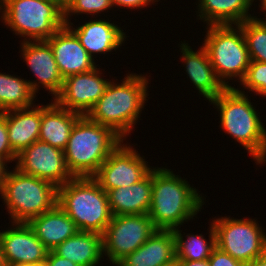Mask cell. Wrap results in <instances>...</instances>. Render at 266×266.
I'll return each instance as SVG.
<instances>
[{
	"label": "cell",
	"mask_w": 266,
	"mask_h": 266,
	"mask_svg": "<svg viewBox=\"0 0 266 266\" xmlns=\"http://www.w3.org/2000/svg\"><path fill=\"white\" fill-rule=\"evenodd\" d=\"M130 143L123 140L92 176L106 192L138 183L154 168L137 151V144Z\"/></svg>",
	"instance_id": "cell-11"
},
{
	"label": "cell",
	"mask_w": 266,
	"mask_h": 266,
	"mask_svg": "<svg viewBox=\"0 0 266 266\" xmlns=\"http://www.w3.org/2000/svg\"><path fill=\"white\" fill-rule=\"evenodd\" d=\"M44 266H78L69 259L57 255L53 250H49L44 261Z\"/></svg>",
	"instance_id": "cell-34"
},
{
	"label": "cell",
	"mask_w": 266,
	"mask_h": 266,
	"mask_svg": "<svg viewBox=\"0 0 266 266\" xmlns=\"http://www.w3.org/2000/svg\"><path fill=\"white\" fill-rule=\"evenodd\" d=\"M112 216L148 214L152 196V170L138 183L107 191Z\"/></svg>",
	"instance_id": "cell-24"
},
{
	"label": "cell",
	"mask_w": 266,
	"mask_h": 266,
	"mask_svg": "<svg viewBox=\"0 0 266 266\" xmlns=\"http://www.w3.org/2000/svg\"><path fill=\"white\" fill-rule=\"evenodd\" d=\"M260 3L257 4L259 5L258 7L260 8V11L265 14L266 17V0H258Z\"/></svg>",
	"instance_id": "cell-39"
},
{
	"label": "cell",
	"mask_w": 266,
	"mask_h": 266,
	"mask_svg": "<svg viewBox=\"0 0 266 266\" xmlns=\"http://www.w3.org/2000/svg\"><path fill=\"white\" fill-rule=\"evenodd\" d=\"M245 266H266V252L263 255L255 258L250 263L245 264Z\"/></svg>",
	"instance_id": "cell-37"
},
{
	"label": "cell",
	"mask_w": 266,
	"mask_h": 266,
	"mask_svg": "<svg viewBox=\"0 0 266 266\" xmlns=\"http://www.w3.org/2000/svg\"><path fill=\"white\" fill-rule=\"evenodd\" d=\"M37 96L30 88L28 79L0 72V113L32 107L37 104Z\"/></svg>",
	"instance_id": "cell-26"
},
{
	"label": "cell",
	"mask_w": 266,
	"mask_h": 266,
	"mask_svg": "<svg viewBox=\"0 0 266 266\" xmlns=\"http://www.w3.org/2000/svg\"><path fill=\"white\" fill-rule=\"evenodd\" d=\"M168 167L152 169V196L148 216L157 230H175L195 220L206 197ZM205 200V201H204ZM195 217V218H194Z\"/></svg>",
	"instance_id": "cell-1"
},
{
	"label": "cell",
	"mask_w": 266,
	"mask_h": 266,
	"mask_svg": "<svg viewBox=\"0 0 266 266\" xmlns=\"http://www.w3.org/2000/svg\"><path fill=\"white\" fill-rule=\"evenodd\" d=\"M250 97L228 87L209 103L219 113V129L237 141L260 167L266 163V124Z\"/></svg>",
	"instance_id": "cell-3"
},
{
	"label": "cell",
	"mask_w": 266,
	"mask_h": 266,
	"mask_svg": "<svg viewBox=\"0 0 266 266\" xmlns=\"http://www.w3.org/2000/svg\"><path fill=\"white\" fill-rule=\"evenodd\" d=\"M0 158L5 162H16L17 155L12 151L8 140L6 118L0 113Z\"/></svg>",
	"instance_id": "cell-31"
},
{
	"label": "cell",
	"mask_w": 266,
	"mask_h": 266,
	"mask_svg": "<svg viewBox=\"0 0 266 266\" xmlns=\"http://www.w3.org/2000/svg\"><path fill=\"white\" fill-rule=\"evenodd\" d=\"M238 85L242 87L237 86L241 93L251 92L250 94H252L253 92L254 95L261 96L262 99L266 97V63L250 61L247 73Z\"/></svg>",
	"instance_id": "cell-30"
},
{
	"label": "cell",
	"mask_w": 266,
	"mask_h": 266,
	"mask_svg": "<svg viewBox=\"0 0 266 266\" xmlns=\"http://www.w3.org/2000/svg\"><path fill=\"white\" fill-rule=\"evenodd\" d=\"M27 224L48 250H53L79 231L74 221L58 204L45 213L31 218Z\"/></svg>",
	"instance_id": "cell-22"
},
{
	"label": "cell",
	"mask_w": 266,
	"mask_h": 266,
	"mask_svg": "<svg viewBox=\"0 0 266 266\" xmlns=\"http://www.w3.org/2000/svg\"><path fill=\"white\" fill-rule=\"evenodd\" d=\"M66 25L76 34L81 45L93 60L101 54L105 57L106 54L116 52L117 49L124 46L127 37L129 38L126 35L127 32L123 30L125 28L120 27L121 23L117 25L114 19L111 22V18L109 21V18L105 20V18L93 17V19L90 18L83 22L82 25L79 23L75 26L73 22H68Z\"/></svg>",
	"instance_id": "cell-15"
},
{
	"label": "cell",
	"mask_w": 266,
	"mask_h": 266,
	"mask_svg": "<svg viewBox=\"0 0 266 266\" xmlns=\"http://www.w3.org/2000/svg\"><path fill=\"white\" fill-rule=\"evenodd\" d=\"M46 42L52 49L63 79L91 71L99 65L89 56L76 34L67 25L58 29Z\"/></svg>",
	"instance_id": "cell-18"
},
{
	"label": "cell",
	"mask_w": 266,
	"mask_h": 266,
	"mask_svg": "<svg viewBox=\"0 0 266 266\" xmlns=\"http://www.w3.org/2000/svg\"><path fill=\"white\" fill-rule=\"evenodd\" d=\"M0 247L5 263H44L49 251L27 223H10L6 230L1 228Z\"/></svg>",
	"instance_id": "cell-16"
},
{
	"label": "cell",
	"mask_w": 266,
	"mask_h": 266,
	"mask_svg": "<svg viewBox=\"0 0 266 266\" xmlns=\"http://www.w3.org/2000/svg\"><path fill=\"white\" fill-rule=\"evenodd\" d=\"M181 42V43H180ZM178 44L180 61L185 67V73L198 94L207 102L215 99L226 87L217 78L214 68L210 63V58L206 49L201 45L197 51L193 50L190 44L180 41ZM182 58V59H181Z\"/></svg>",
	"instance_id": "cell-17"
},
{
	"label": "cell",
	"mask_w": 266,
	"mask_h": 266,
	"mask_svg": "<svg viewBox=\"0 0 266 266\" xmlns=\"http://www.w3.org/2000/svg\"><path fill=\"white\" fill-rule=\"evenodd\" d=\"M0 19L20 42L46 41L65 25L63 0H0Z\"/></svg>",
	"instance_id": "cell-5"
},
{
	"label": "cell",
	"mask_w": 266,
	"mask_h": 266,
	"mask_svg": "<svg viewBox=\"0 0 266 266\" xmlns=\"http://www.w3.org/2000/svg\"><path fill=\"white\" fill-rule=\"evenodd\" d=\"M0 198L9 213V223H27L57 204V187L13 167L6 174Z\"/></svg>",
	"instance_id": "cell-7"
},
{
	"label": "cell",
	"mask_w": 266,
	"mask_h": 266,
	"mask_svg": "<svg viewBox=\"0 0 266 266\" xmlns=\"http://www.w3.org/2000/svg\"><path fill=\"white\" fill-rule=\"evenodd\" d=\"M1 114L6 118L8 140L16 155L39 140L41 125L39 102L29 108L9 110Z\"/></svg>",
	"instance_id": "cell-21"
},
{
	"label": "cell",
	"mask_w": 266,
	"mask_h": 266,
	"mask_svg": "<svg viewBox=\"0 0 266 266\" xmlns=\"http://www.w3.org/2000/svg\"><path fill=\"white\" fill-rule=\"evenodd\" d=\"M214 218L211 223L216 246L234 259L247 264L266 252V230L256 217L238 219L226 215Z\"/></svg>",
	"instance_id": "cell-9"
},
{
	"label": "cell",
	"mask_w": 266,
	"mask_h": 266,
	"mask_svg": "<svg viewBox=\"0 0 266 266\" xmlns=\"http://www.w3.org/2000/svg\"><path fill=\"white\" fill-rule=\"evenodd\" d=\"M57 204L79 231L103 234L111 222L107 192L92 177H74L59 186Z\"/></svg>",
	"instance_id": "cell-6"
},
{
	"label": "cell",
	"mask_w": 266,
	"mask_h": 266,
	"mask_svg": "<svg viewBox=\"0 0 266 266\" xmlns=\"http://www.w3.org/2000/svg\"><path fill=\"white\" fill-rule=\"evenodd\" d=\"M53 251L78 266H102L104 261L102 234L96 232L78 231Z\"/></svg>",
	"instance_id": "cell-25"
},
{
	"label": "cell",
	"mask_w": 266,
	"mask_h": 266,
	"mask_svg": "<svg viewBox=\"0 0 266 266\" xmlns=\"http://www.w3.org/2000/svg\"><path fill=\"white\" fill-rule=\"evenodd\" d=\"M7 165H9V164L0 158V194H1L2 189H3L6 174L9 170V167Z\"/></svg>",
	"instance_id": "cell-35"
},
{
	"label": "cell",
	"mask_w": 266,
	"mask_h": 266,
	"mask_svg": "<svg viewBox=\"0 0 266 266\" xmlns=\"http://www.w3.org/2000/svg\"><path fill=\"white\" fill-rule=\"evenodd\" d=\"M5 266H44V263L29 264V263H5Z\"/></svg>",
	"instance_id": "cell-38"
},
{
	"label": "cell",
	"mask_w": 266,
	"mask_h": 266,
	"mask_svg": "<svg viewBox=\"0 0 266 266\" xmlns=\"http://www.w3.org/2000/svg\"><path fill=\"white\" fill-rule=\"evenodd\" d=\"M82 115L59 106L54 100L41 104L39 140L62 150L67 146L71 130Z\"/></svg>",
	"instance_id": "cell-23"
},
{
	"label": "cell",
	"mask_w": 266,
	"mask_h": 266,
	"mask_svg": "<svg viewBox=\"0 0 266 266\" xmlns=\"http://www.w3.org/2000/svg\"><path fill=\"white\" fill-rule=\"evenodd\" d=\"M148 214L112 216L102 234L104 258L115 266L126 255L134 252L156 231Z\"/></svg>",
	"instance_id": "cell-10"
},
{
	"label": "cell",
	"mask_w": 266,
	"mask_h": 266,
	"mask_svg": "<svg viewBox=\"0 0 266 266\" xmlns=\"http://www.w3.org/2000/svg\"><path fill=\"white\" fill-rule=\"evenodd\" d=\"M182 266H210L208 259L202 261L180 260Z\"/></svg>",
	"instance_id": "cell-36"
},
{
	"label": "cell",
	"mask_w": 266,
	"mask_h": 266,
	"mask_svg": "<svg viewBox=\"0 0 266 266\" xmlns=\"http://www.w3.org/2000/svg\"><path fill=\"white\" fill-rule=\"evenodd\" d=\"M204 29L206 34L202 35V46L208 53L217 78L226 88L235 87L234 83L229 82L234 80L240 83L250 64L242 28L239 25H209Z\"/></svg>",
	"instance_id": "cell-8"
},
{
	"label": "cell",
	"mask_w": 266,
	"mask_h": 266,
	"mask_svg": "<svg viewBox=\"0 0 266 266\" xmlns=\"http://www.w3.org/2000/svg\"><path fill=\"white\" fill-rule=\"evenodd\" d=\"M160 0H111L113 10L114 8H121V9H130L131 11H139L140 9L142 10L143 8L149 7V5H154L157 6L156 2H159ZM139 9V10H137Z\"/></svg>",
	"instance_id": "cell-33"
},
{
	"label": "cell",
	"mask_w": 266,
	"mask_h": 266,
	"mask_svg": "<svg viewBox=\"0 0 266 266\" xmlns=\"http://www.w3.org/2000/svg\"><path fill=\"white\" fill-rule=\"evenodd\" d=\"M250 61L266 63V17H255L240 23Z\"/></svg>",
	"instance_id": "cell-28"
},
{
	"label": "cell",
	"mask_w": 266,
	"mask_h": 266,
	"mask_svg": "<svg viewBox=\"0 0 266 266\" xmlns=\"http://www.w3.org/2000/svg\"><path fill=\"white\" fill-rule=\"evenodd\" d=\"M208 262L210 266H245L244 263L234 259L217 246L213 249L211 256L208 258Z\"/></svg>",
	"instance_id": "cell-32"
},
{
	"label": "cell",
	"mask_w": 266,
	"mask_h": 266,
	"mask_svg": "<svg viewBox=\"0 0 266 266\" xmlns=\"http://www.w3.org/2000/svg\"><path fill=\"white\" fill-rule=\"evenodd\" d=\"M176 259V240L173 230H156L134 252L115 266H161Z\"/></svg>",
	"instance_id": "cell-19"
},
{
	"label": "cell",
	"mask_w": 266,
	"mask_h": 266,
	"mask_svg": "<svg viewBox=\"0 0 266 266\" xmlns=\"http://www.w3.org/2000/svg\"><path fill=\"white\" fill-rule=\"evenodd\" d=\"M100 67L98 65L91 71L64 78L62 89L54 101L70 111L77 112L82 116L87 115L104 94L111 81L110 78H104L106 77L103 73L105 69Z\"/></svg>",
	"instance_id": "cell-13"
},
{
	"label": "cell",
	"mask_w": 266,
	"mask_h": 266,
	"mask_svg": "<svg viewBox=\"0 0 266 266\" xmlns=\"http://www.w3.org/2000/svg\"><path fill=\"white\" fill-rule=\"evenodd\" d=\"M21 60L26 63L28 70L35 75V80H28L35 94H40V87L52 94V100L60 93L63 85L52 49L46 41H26L20 43ZM21 51V52H20Z\"/></svg>",
	"instance_id": "cell-14"
},
{
	"label": "cell",
	"mask_w": 266,
	"mask_h": 266,
	"mask_svg": "<svg viewBox=\"0 0 266 266\" xmlns=\"http://www.w3.org/2000/svg\"><path fill=\"white\" fill-rule=\"evenodd\" d=\"M15 163L13 166L21 173L50 181L57 188L74 178L66 165L64 151L40 140L17 154Z\"/></svg>",
	"instance_id": "cell-12"
},
{
	"label": "cell",
	"mask_w": 266,
	"mask_h": 266,
	"mask_svg": "<svg viewBox=\"0 0 266 266\" xmlns=\"http://www.w3.org/2000/svg\"><path fill=\"white\" fill-rule=\"evenodd\" d=\"M63 6L65 25L71 22L73 15L75 18H79V15H81L82 19L83 14L88 15L85 17H101L106 15L104 12L108 13L109 10L113 9L111 0H63Z\"/></svg>",
	"instance_id": "cell-29"
},
{
	"label": "cell",
	"mask_w": 266,
	"mask_h": 266,
	"mask_svg": "<svg viewBox=\"0 0 266 266\" xmlns=\"http://www.w3.org/2000/svg\"><path fill=\"white\" fill-rule=\"evenodd\" d=\"M122 141L112 129L81 116L63 150L68 170L74 177H92Z\"/></svg>",
	"instance_id": "cell-4"
},
{
	"label": "cell",
	"mask_w": 266,
	"mask_h": 266,
	"mask_svg": "<svg viewBox=\"0 0 266 266\" xmlns=\"http://www.w3.org/2000/svg\"><path fill=\"white\" fill-rule=\"evenodd\" d=\"M195 15L204 25H239L255 17L254 10L258 0H196ZM255 1V2H254ZM251 10V11H250Z\"/></svg>",
	"instance_id": "cell-20"
},
{
	"label": "cell",
	"mask_w": 266,
	"mask_h": 266,
	"mask_svg": "<svg viewBox=\"0 0 266 266\" xmlns=\"http://www.w3.org/2000/svg\"><path fill=\"white\" fill-rule=\"evenodd\" d=\"M147 75L128 72L119 82L117 78H112L104 94L86 116L91 121L112 129L126 141L137 128L134 126L142 120L141 113L149 100L148 89L151 86L150 75Z\"/></svg>",
	"instance_id": "cell-2"
},
{
	"label": "cell",
	"mask_w": 266,
	"mask_h": 266,
	"mask_svg": "<svg viewBox=\"0 0 266 266\" xmlns=\"http://www.w3.org/2000/svg\"><path fill=\"white\" fill-rule=\"evenodd\" d=\"M0 266H5V261L3 258L1 247H0Z\"/></svg>",
	"instance_id": "cell-41"
},
{
	"label": "cell",
	"mask_w": 266,
	"mask_h": 266,
	"mask_svg": "<svg viewBox=\"0 0 266 266\" xmlns=\"http://www.w3.org/2000/svg\"><path fill=\"white\" fill-rule=\"evenodd\" d=\"M161 266H182L180 263V260H178L177 258L174 259L172 262L161 265Z\"/></svg>",
	"instance_id": "cell-40"
},
{
	"label": "cell",
	"mask_w": 266,
	"mask_h": 266,
	"mask_svg": "<svg viewBox=\"0 0 266 266\" xmlns=\"http://www.w3.org/2000/svg\"><path fill=\"white\" fill-rule=\"evenodd\" d=\"M208 239L202 233H185L181 227L173 230L176 240V258L178 260L202 261L211 256L216 247V236L214 227L210 221Z\"/></svg>",
	"instance_id": "cell-27"
}]
</instances>
